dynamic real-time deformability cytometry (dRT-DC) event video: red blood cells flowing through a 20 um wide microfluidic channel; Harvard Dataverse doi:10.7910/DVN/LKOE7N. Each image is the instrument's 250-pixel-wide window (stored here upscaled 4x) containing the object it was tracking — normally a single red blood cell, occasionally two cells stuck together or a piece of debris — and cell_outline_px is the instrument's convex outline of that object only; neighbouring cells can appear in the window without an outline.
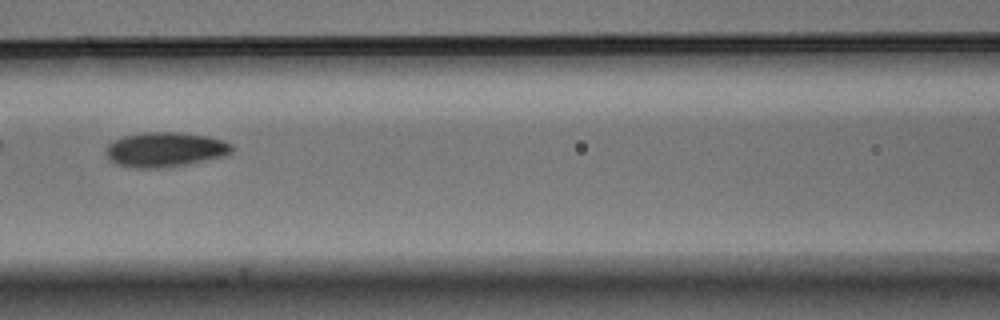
{"species": "Egyptian fruit bat (a non-hibernating species)", "species_latin": "Rousettus aegyptiacus", "temperature_condition": "warm", "stored_images_in_passage": 6, "camera_frame_rate_fps": 3000, "um_per_image_px": 0.085, "animal": {"sex": "male"}, "frame": {"image": 1, "passage_image": 6, "time_ms": 1.667, "image_size_px": [1000, 320], "cell_outline_px": [[236, 148], [232, 152], [224, 156], [164, 168], [136, 168], [116, 164], [108, 156], [108, 144], [112, 140], [124, 136], [148, 132], [176, 132], [208, 136], [224, 140], [232, 144]], "centroid_in_image_um": [14.09, 12.7], "position_along_channel_um": 152.5, "area_um2": 25.32}}